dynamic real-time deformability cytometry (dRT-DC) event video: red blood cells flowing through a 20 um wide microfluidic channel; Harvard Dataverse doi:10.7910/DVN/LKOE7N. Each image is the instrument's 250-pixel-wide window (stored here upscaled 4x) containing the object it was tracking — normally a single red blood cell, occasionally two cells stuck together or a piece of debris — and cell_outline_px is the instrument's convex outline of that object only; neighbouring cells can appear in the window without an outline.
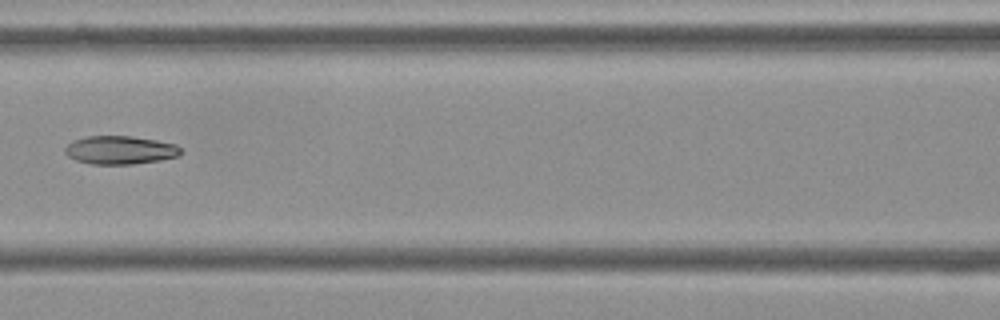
{"species": "Egyptian fruit bat (a non-hibernating species)", "species_latin": "Rousettus aegyptiacus", "temperature_condition": "cold", "stored_images_in_passage": 9, "camera_frame_rate_fps": 3000, "um_per_image_px": 0.085, "frame": {"image": 1, "passage_image": 6, "time_ms": 1.667, "image_size_px": [1000, 320], "cell_outline_px": [[180, 152], [176, 156], [160, 160], [132, 164], [92, 164], [76, 160], [68, 156], [64, 152], [64, 148], [72, 140], [88, 136], [132, 136], [156, 140], [176, 144], [180, 148]], "centroid_in_image_um": [10.16, 12.75], "position_along_channel_um": 156.4, "area_um2": 19.02}}
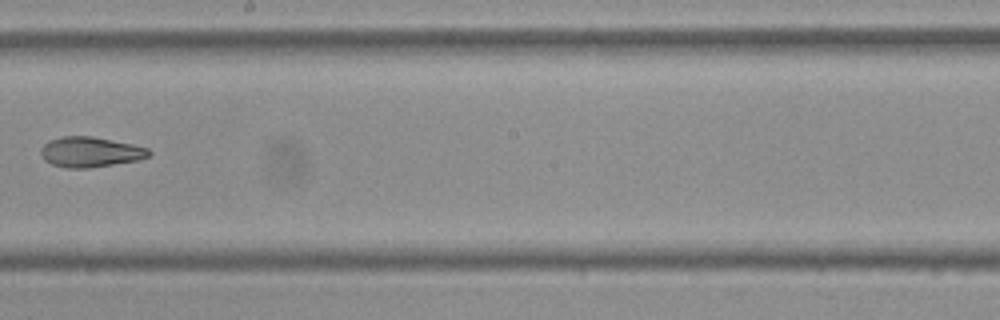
{"frame": {"image": 2, "passage_image": 8, "time_ms": 2.333, "image_size_px": [1000, 320], "cell_outline_px": [[152, 152], [148, 156], [140, 160], [88, 168], [68, 168], [52, 164], [44, 160], [40, 156], [40, 148], [48, 140], [60, 136], [92, 136], [132, 144], [148, 148]], "centroid_in_image_um": [7.65, 12.91], "position_along_channel_um": 240.6, "area_um2": 19.19}}
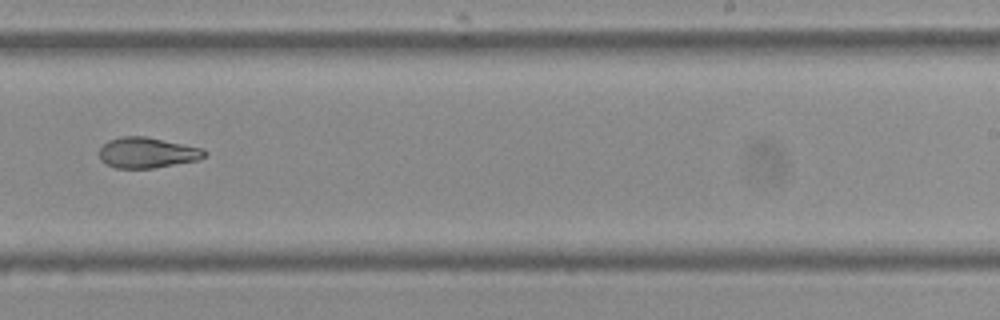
{"frame": {"image": 3, "passage_image": 9, "time_ms": 2.667, "image_size_px": [1000, 320], "cell_outline_px": [[208, 152], [200, 160], [156, 168], [116, 168], [104, 164], [100, 160], [100, 148], [108, 140], [120, 136], [144, 136], [204, 148]], "centroid_in_image_um": [12.53, 12.98], "position_along_channel_um": 276.5, "area_um2": 19.02}}